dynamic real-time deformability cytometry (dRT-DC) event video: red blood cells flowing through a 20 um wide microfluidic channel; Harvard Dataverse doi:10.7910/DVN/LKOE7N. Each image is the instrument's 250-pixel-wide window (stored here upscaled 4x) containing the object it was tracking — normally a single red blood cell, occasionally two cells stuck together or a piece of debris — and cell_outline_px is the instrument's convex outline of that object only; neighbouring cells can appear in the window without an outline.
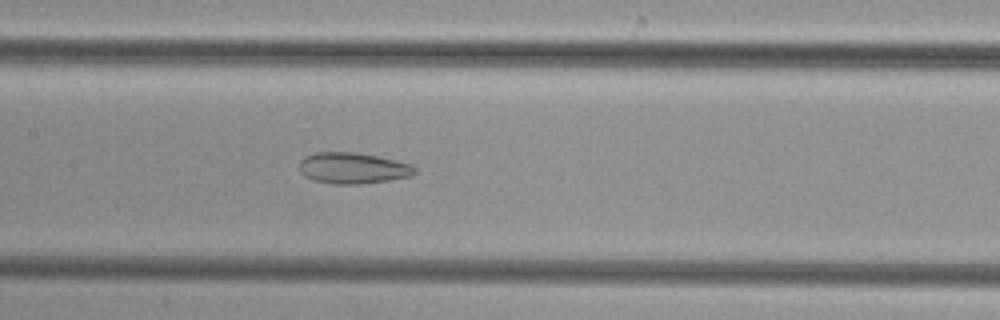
{"species": "common noctule bat (a hibernating species)", "species_latin": "Nyctalus noctula", "temperature_condition": "cold", "stored_images_in_passage": 43, "camera_frame_rate_fps": 3000, "um_per_image_px": 0.085, "animal": {"sex": "female", "body_mass_g": 29.2, "forearm_length_mm": 56.3}, "frame": {"image": 1, "passage_image": 17, "time_ms": 5.333, "image_size_px": [1000, 320], "cell_outline_px": [[416, 172], [412, 176], [388, 180], [360, 184], [336, 184], [312, 180], [304, 176], [300, 172], [300, 160], [304, 156], [316, 152], [356, 152], [396, 160], [412, 164], [416, 168]], "centroid_in_image_um": [29.99, 14.28], "position_along_channel_um": 177.4, "area_um2": 21.04}}
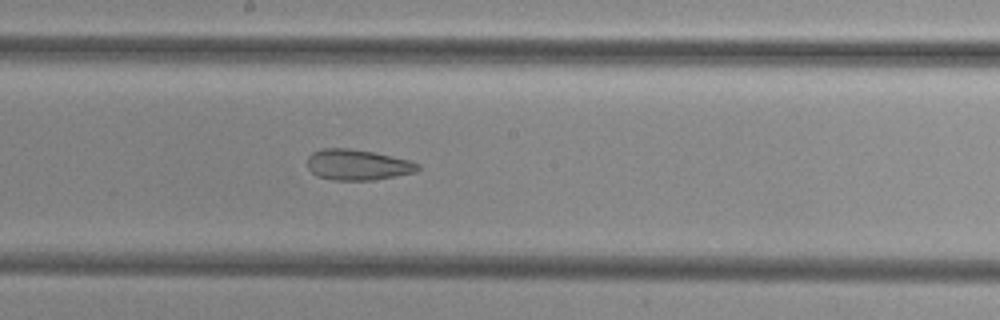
{"frame": {"image": 2, "passage_image": 20, "time_ms": 6.333, "image_size_px": [1000, 320], "cell_outline_px": [[420, 168], [416, 172], [396, 176], [372, 180], [332, 180], [316, 176], [308, 168], [308, 156], [312, 152], [320, 148], [348, 148], [372, 152], [408, 160], [420, 164]], "centroid_in_image_um": [30.37, 14.01], "position_along_channel_um": 217.8, "area_um2": 19.77}}
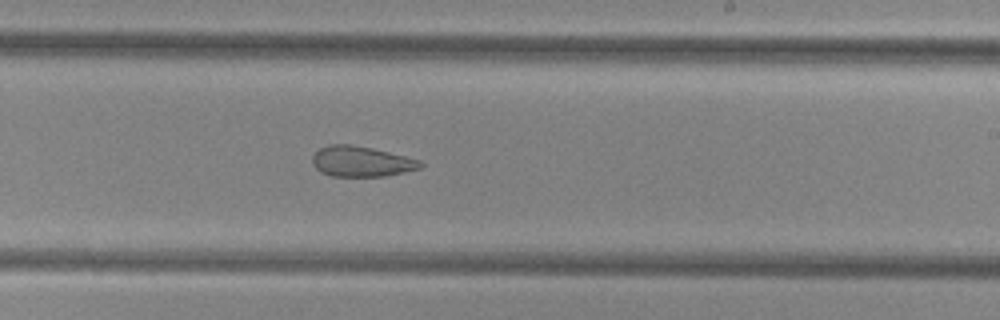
{"frame": {"image": 3, "passage_image": 23, "time_ms": 7.333, "image_size_px": [1000, 320], "cell_outline_px": [[424, 164], [420, 168], [404, 172], [384, 176], [332, 176], [320, 172], [312, 164], [312, 156], [320, 148], [328, 144], [348, 144], [372, 148], [420, 160]], "centroid_in_image_um": [30.68, 13.72], "position_along_channel_um": 258.3, "area_um2": 19.07}}